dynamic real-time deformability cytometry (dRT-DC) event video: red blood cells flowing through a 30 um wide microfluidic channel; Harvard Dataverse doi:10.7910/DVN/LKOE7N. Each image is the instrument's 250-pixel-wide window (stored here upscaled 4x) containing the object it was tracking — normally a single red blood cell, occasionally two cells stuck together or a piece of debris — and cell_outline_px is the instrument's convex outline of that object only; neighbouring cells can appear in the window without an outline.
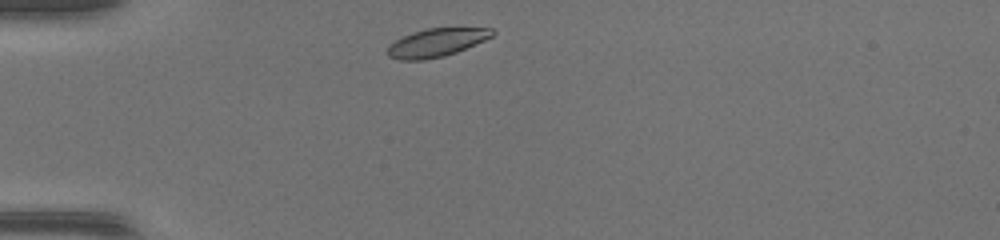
{"species": "common noctule bat (a hibernating species)", "species_latin": "Nyctalus noctula", "temperature_condition": "warm", "stored_images_in_passage": 36, "camera_frame_rate_fps": 3000, "um_per_image_px": 0.085, "animal": {"sex": "female", "body_mass_g": 17.0, "forearm_length_mm": 48.0}, "frame": {"image": 1, "passage_image": 1, "time_ms": 0.0, "image_size_px": [1000, 240], "cell_outline_px": [[496, 32], [492, 36], [484, 40], [456, 52], [444, 56], [424, 60], [400, 60], [388, 56], [388, 48], [396, 40], [412, 32], [428, 28], [492, 28]], "centroid_in_image_um": [37.11, 3.62], "position_along_channel_um": 47.9, "area_um2": 16.99}}
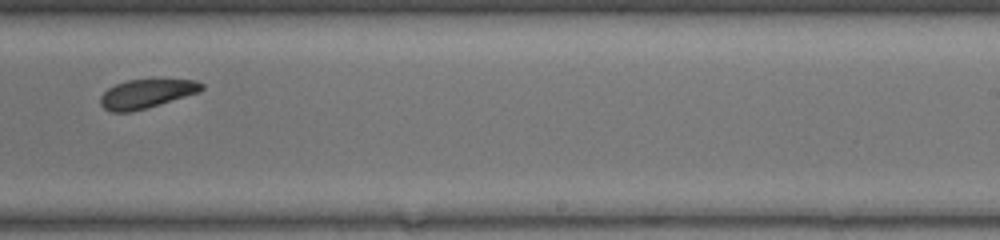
{"frame": {"image": 2, "passage_image": 19, "time_ms": 6.0, "image_size_px": [1000, 240], "cell_outline_px": [[204, 88], [200, 92], [160, 104], [132, 112], [112, 112], [104, 108], [100, 104], [100, 96], [108, 88], [116, 84], [128, 80], [196, 80], [204, 84]], "centroid_in_image_um": [12.45, 7.97], "position_along_channel_um": 276.6, "area_um2": 16.94}}
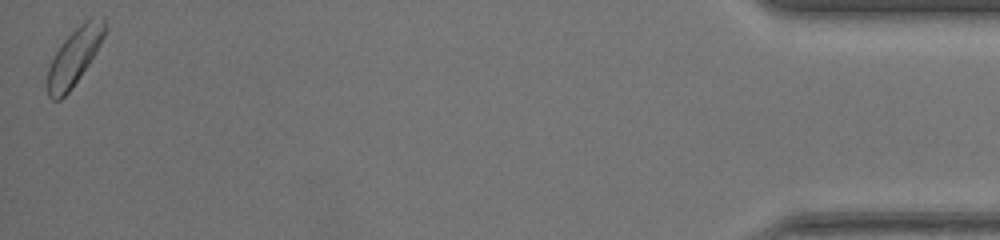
{"frame": {"image": 3, "passage_image": 36, "time_ms": 11.667, "image_size_px": [1000, 240], "cell_outline_px": [[108, 32], [96, 52], [72, 88], [60, 100], [52, 100], [48, 96], [48, 68], [56, 52], [64, 40], [84, 20], [92, 16], [104, 16], [108, 28]], "centroid_in_image_um": [6.39, 4.75], "position_along_channel_um": 428.8, "area_um2": 19.02}, "authors_computed_cell_mechanics": {"area_um2": 18.0625, "velocity_mm_per_s": 4.239, "shape_relaxation_time_tau1_ms": 1.8443, "shape_relaxation_time_tau2_ms": null, "deformation_change_tau1": 0.095, "deformation_change_tau2": null}}